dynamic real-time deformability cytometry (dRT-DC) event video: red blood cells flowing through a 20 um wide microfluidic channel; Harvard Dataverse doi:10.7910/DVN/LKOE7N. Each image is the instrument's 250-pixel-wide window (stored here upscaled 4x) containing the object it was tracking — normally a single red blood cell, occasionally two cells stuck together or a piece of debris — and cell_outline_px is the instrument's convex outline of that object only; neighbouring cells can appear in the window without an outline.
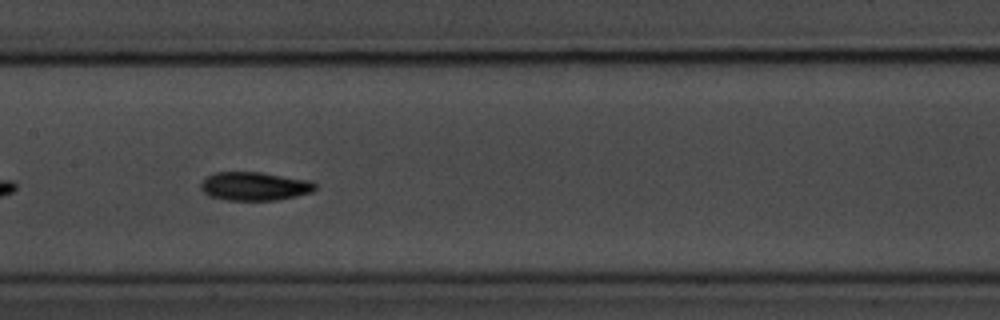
{"species": "common noctule bat (a hibernating species)", "species_latin": "Nyctalus noctula", "temperature_condition": "room temperature", "stored_images_in_passage": 41, "camera_frame_rate_fps": 3000, "um_per_image_px": 0.085, "animal": {"sex": "male", "body_mass_g": 20.1, "forearm_length_mm": 53.5}, "frame": {"image": 1, "passage_image": 12, "time_ms": 3.667, "image_size_px": [1000, 320], "cell_outline_px": [[316, 188], [312, 192], [296, 196], [276, 200], [224, 200], [208, 196], [200, 188], [200, 184], [208, 176], [216, 172], [260, 172], [312, 180], [316, 184]], "centroid_in_image_um": [21.65, 15.83], "position_along_channel_um": 185.7, "area_um2": 19.13}}
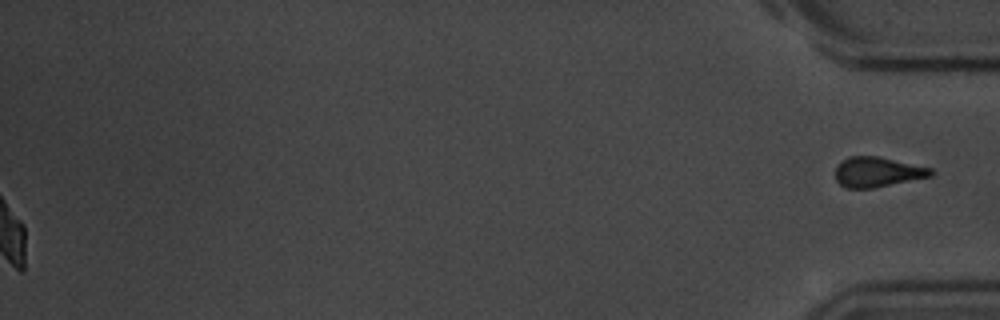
{"frame": {"image": 2, "passage_image": 41, "time_ms": 13.333, "image_size_px": [1000, 320], "cell_outline_px": [[936, 172], [932, 176], [872, 188], [844, 188], [836, 180], [836, 164], [848, 156], [876, 156], [932, 168]], "centroid_in_image_um": [74.57, 14.62], "position_along_channel_um": 360.6, "area_um2": 16.7}}